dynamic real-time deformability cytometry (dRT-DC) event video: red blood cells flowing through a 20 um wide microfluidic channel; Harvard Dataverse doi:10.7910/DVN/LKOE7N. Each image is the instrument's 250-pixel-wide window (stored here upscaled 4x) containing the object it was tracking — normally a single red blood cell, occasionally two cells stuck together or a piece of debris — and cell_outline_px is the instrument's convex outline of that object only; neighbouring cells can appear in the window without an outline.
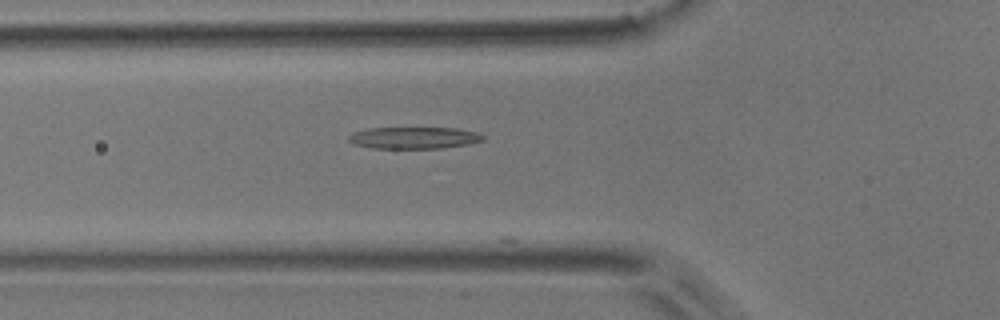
{"species": "common noctule bat (a hibernating species)", "species_latin": "Nyctalus noctula", "temperature_condition": "room temperature", "stored_images_in_passage": 4, "camera_frame_rate_fps": 3000, "um_per_image_px": 0.085, "animal": {"sex": "male", "body_mass_g": 17.9}, "frame": {"image": 1, "passage_image": 4, "time_ms": 1.0, "image_size_px": [1000, 320], "cell_outline_px": [[484, 140], [468, 144], [440, 148], [372, 148], [352, 144], [348, 140], [348, 136], [352, 132], [368, 128], [456, 128], [480, 132], [484, 136]], "centroid_in_image_um": [35.18, 11.71], "position_along_channel_um": 90.6, "area_um2": 17.17}}